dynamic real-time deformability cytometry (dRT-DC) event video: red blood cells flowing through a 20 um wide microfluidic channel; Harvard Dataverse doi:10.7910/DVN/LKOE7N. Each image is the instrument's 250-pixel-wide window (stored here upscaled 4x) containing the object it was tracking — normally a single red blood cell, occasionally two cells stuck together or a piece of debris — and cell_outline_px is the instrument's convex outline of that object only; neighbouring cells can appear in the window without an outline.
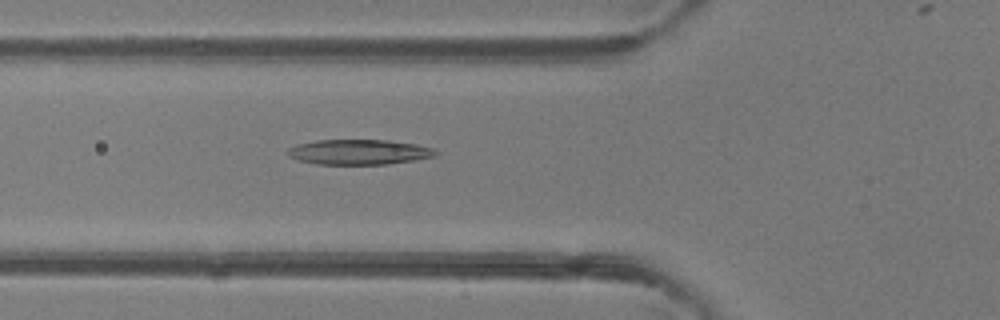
{"species": "common noctule bat (a hibernating species)", "species_latin": "Nyctalus noctula", "temperature_condition": "room temperature", "stored_images_in_passage": 46, "camera_frame_rate_fps": 3000, "um_per_image_px": 0.085, "animal": {"sex": "female"}, "frame": {"image": 1, "passage_image": 18, "time_ms": 5.667, "image_size_px": [1000, 320], "cell_outline_px": [[440, 152], [436, 156], [388, 164], [316, 164], [300, 160], [288, 156], [288, 148], [296, 144], [316, 140], [388, 140], [416, 144], [432, 148]], "centroid_in_image_um": [30.52, 12.91], "position_along_channel_um": 95.3, "area_um2": 21.62}}
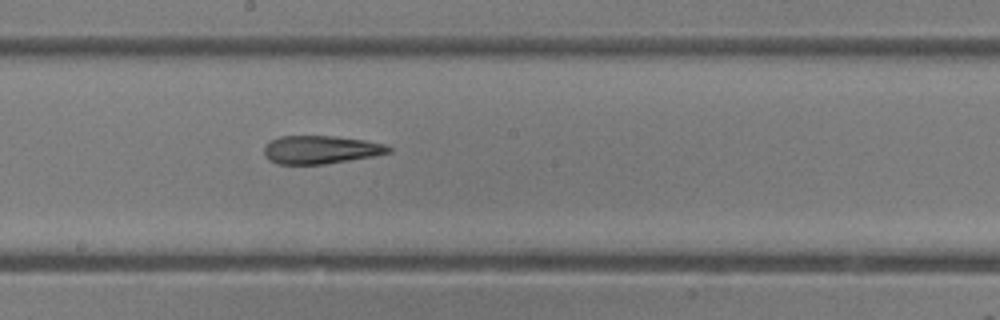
{"frame": {"image": 2, "passage_image": 27, "time_ms": 8.667, "image_size_px": [1000, 320], "cell_outline_px": [[392, 152], [372, 156], [324, 164], [280, 164], [268, 160], [264, 156], [264, 148], [268, 140], [280, 136], [332, 136], [364, 140], [384, 144], [392, 148]], "centroid_in_image_um": [27.21, 12.72], "position_along_channel_um": 221.0, "area_um2": 20.4}}
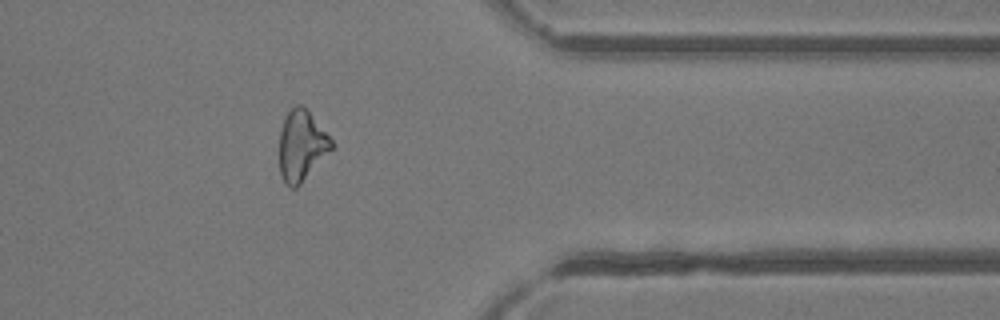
{"frame": {"image": 3, "passage_image": 40, "time_ms": 13.0, "image_size_px": [1000, 320], "cell_outline_px": [[332, 148], [300, 184], [296, 188], [292, 188], [284, 180], [280, 172], [280, 132], [284, 120], [288, 112], [296, 104], [300, 104], [308, 112], [332, 140]], "centroid_in_image_um": [25.61, 12.38], "position_along_channel_um": 385.8, "area_um2": 20.58}}